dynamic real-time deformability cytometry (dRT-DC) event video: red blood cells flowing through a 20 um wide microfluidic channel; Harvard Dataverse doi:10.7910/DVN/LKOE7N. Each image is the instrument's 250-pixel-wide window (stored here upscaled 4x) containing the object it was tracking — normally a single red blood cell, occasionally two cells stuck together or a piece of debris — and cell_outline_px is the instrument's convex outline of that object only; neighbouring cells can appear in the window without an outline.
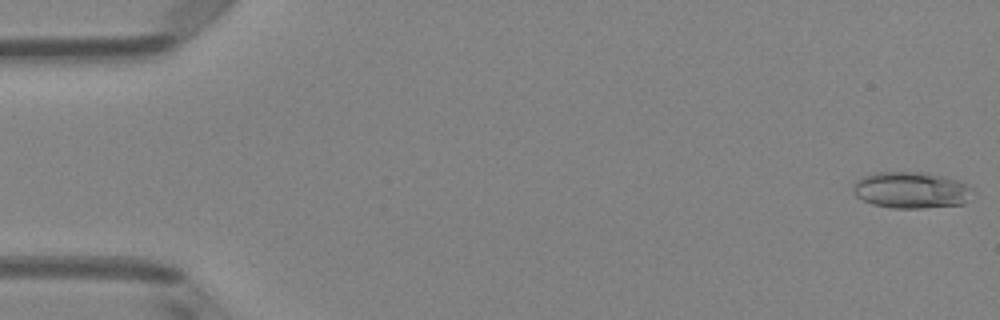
{"species": "Egyptian fruit bat (a non-hibernating species)", "species_latin": "Rousettus aegyptiacus", "temperature_condition": "room temperature", "stored_images_in_passage": 51, "camera_frame_rate_fps": 3000, "um_per_image_px": 0.085, "animal": {"sex": "female"}, "frame": {"image": 1, "passage_image": 1, "time_ms": 0.0, "image_size_px": [1000, 320], "cell_outline_px": [[976, 192], [964, 204], [924, 208], [892, 208], [872, 204], [856, 196], [852, 192], [852, 184], [860, 176], [876, 172], [924, 172], [944, 176], [960, 180], [968, 184]], "centroid_in_image_um": [77.47, 16.15], "position_along_channel_um": 7.5, "area_um2": 26.01}}
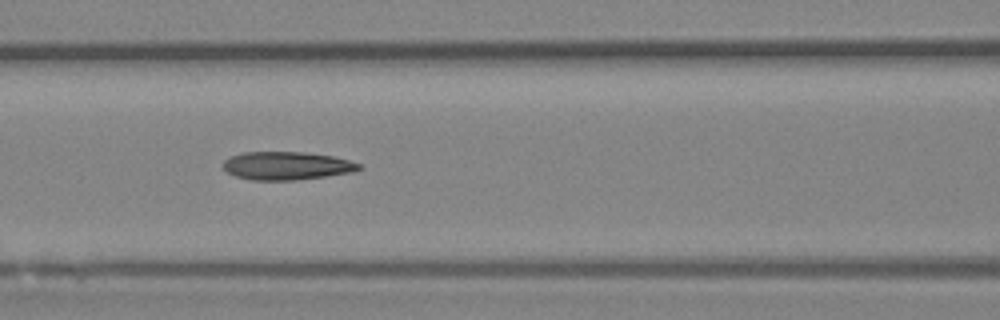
{"frame": {"image": 2, "passage_image": 22, "time_ms": 7.0, "image_size_px": [1000, 320], "cell_outline_px": [[360, 168], [356, 172], [296, 180], [252, 180], [236, 176], [228, 172], [224, 168], [224, 160], [232, 156], [244, 152], [304, 152], [332, 156], [348, 160], [360, 164]], "centroid_in_image_um": [24.39, 14.09], "position_along_channel_um": 142.2, "area_um2": 22.14}}
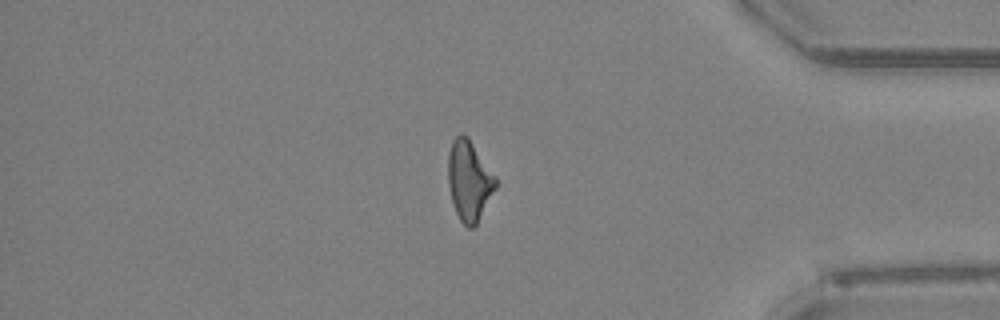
{"frame": {"image": 3, "passage_image": 43, "time_ms": 14.0, "image_size_px": [1000, 320], "cell_outline_px": [[496, 188], [476, 224], [472, 228], [468, 228], [460, 220], [456, 212], [452, 200], [448, 184], [448, 152], [452, 140], [460, 132], [468, 136], [496, 176]], "centroid_in_image_um": [39.87, 15.31], "position_along_channel_um": 395.3, "area_um2": 22.2}, "authors_computed_cell_mechanics": {"area_um2": 22.4264, "velocity_mm_per_s": 4.0141, "shape_relaxation_time_tau1_ms": 5.2806, "shape_relaxation_time_tau2_ms": 3.4861, "deformation_change_tau1": 0.189, "deformation_change_tau2": 0.148}}